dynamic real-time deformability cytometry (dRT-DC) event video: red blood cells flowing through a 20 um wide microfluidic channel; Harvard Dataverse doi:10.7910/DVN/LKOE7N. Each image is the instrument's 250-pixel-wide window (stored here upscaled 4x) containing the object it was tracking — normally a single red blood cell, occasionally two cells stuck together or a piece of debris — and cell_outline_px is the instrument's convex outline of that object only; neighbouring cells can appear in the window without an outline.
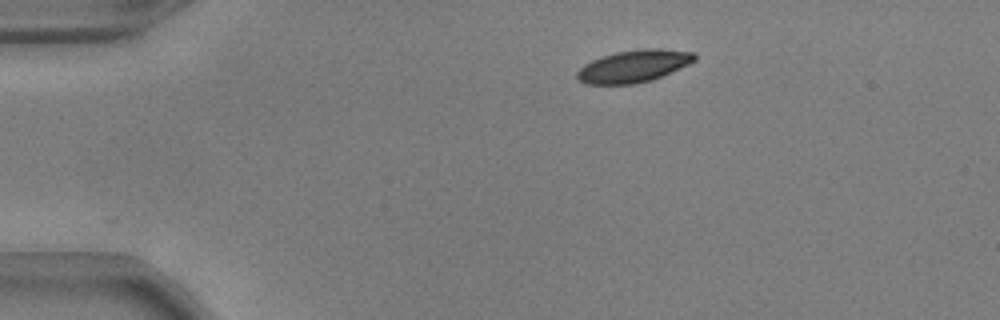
{"species": "common noctule bat (a hibernating species)", "species_latin": "Nyctalus noctula", "temperature_condition": "warm", "stored_images_in_passage": 44, "camera_frame_rate_fps": 3000, "um_per_image_px": 0.085, "animal": {"sex": "male", "body_mass_g": 17.9, "forearm_length_mm": 54.2}, "frame": {"image": 1, "passage_image": 1, "time_ms": 0.0, "image_size_px": [1000, 320], "cell_outline_px": [[696, 60], [688, 64], [652, 80], [632, 84], [584, 84], [576, 80], [576, 72], [584, 64], [592, 60], [616, 52], [644, 48], [660, 48], [696, 52]], "centroid_in_image_um": [53.85, 5.62], "position_along_channel_um": 31.2, "area_um2": 22.14}}
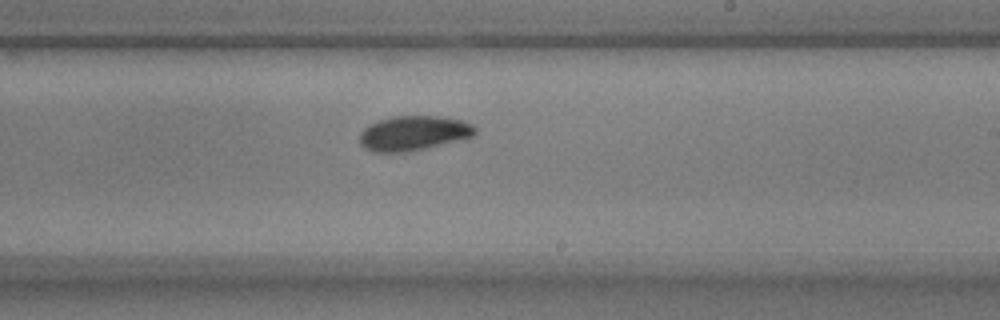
{"frame": {"image": 2, "passage_image": 23, "time_ms": 7.333, "image_size_px": [1000, 320], "cell_outline_px": [[476, 132], [472, 136], [428, 148], [408, 152], [372, 152], [364, 148], [360, 144], [360, 132], [368, 124], [392, 116], [440, 116], [464, 120], [472, 124], [476, 128]], "centroid_in_image_um": [35.13, 11.32], "position_along_channel_um": 253.9, "area_um2": 23.52}}
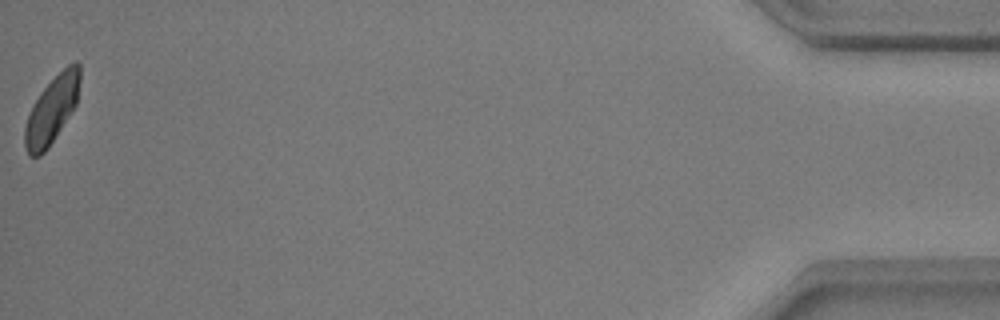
{"frame": {"image": 3, "passage_image": 44, "time_ms": 14.333, "image_size_px": [1000, 320], "cell_outline_px": [[80, 80], [76, 104], [48, 148], [40, 156], [28, 156], [24, 144], [24, 128], [28, 116], [40, 92], [68, 64], [76, 60], [80, 64]], "centroid_in_image_um": [4.4, 9.34], "position_along_channel_um": 430.8, "area_um2": 21.1}, "authors_computed_cell_mechanics": {"area_um2": 22.6576, "velocity_mm_per_s": 3.8219, "shape_relaxation_time_tau1_ms": 3.441, "shape_relaxation_time_tau2_ms": 3.1972, "deformation_change_tau1": 0.1139, "deformation_change_tau2": 0.0677}}